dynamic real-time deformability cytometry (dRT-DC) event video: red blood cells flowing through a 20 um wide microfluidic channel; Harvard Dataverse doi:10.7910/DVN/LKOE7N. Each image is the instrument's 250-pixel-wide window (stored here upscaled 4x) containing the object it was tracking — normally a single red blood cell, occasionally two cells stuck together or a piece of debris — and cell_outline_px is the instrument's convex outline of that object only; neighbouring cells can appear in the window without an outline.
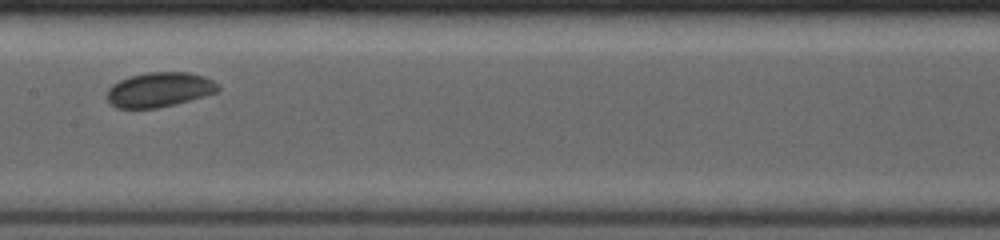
{"species": "common noctule bat (a hibernating species)", "species_latin": "Nyctalus noctula", "temperature_condition": "room temperature", "stored_images_in_passage": 8, "camera_frame_rate_fps": 4000, "um_per_image_px": 0.085, "animal": {"sex": "female", "body_mass_g": 19.0, "forearm_length_mm": 53.3}, "frame": {"image": 1, "passage_image": 6, "time_ms": 4.5, "image_size_px": [1000, 240], "cell_outline_px": [[220, 88], [216, 92], [204, 96], [176, 104], [156, 108], [116, 108], [108, 100], [108, 88], [112, 84], [128, 76], [148, 72], [188, 72], [204, 76], [220, 84]], "centroid_in_image_um": [13.56, 7.61], "position_along_channel_um": 193.8, "area_um2": 22.48}}
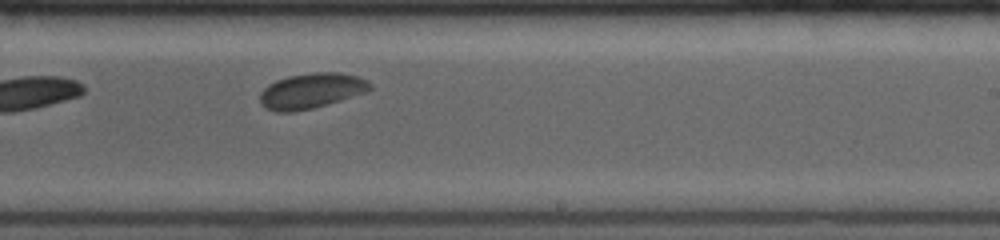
{"frame": {"image": 2, "passage_image": 8, "time_ms": 6.25, "image_size_px": [1000, 240], "cell_outline_px": [[372, 88], [368, 92], [328, 104], [312, 108], [292, 112], [276, 112], [264, 108], [260, 104], [260, 92], [268, 84], [276, 80], [288, 76], [312, 72], [336, 72], [356, 76], [368, 80], [372, 84]], "centroid_in_image_um": [26.46, 7.72], "position_along_channel_um": 262.5, "area_um2": 22.89}}